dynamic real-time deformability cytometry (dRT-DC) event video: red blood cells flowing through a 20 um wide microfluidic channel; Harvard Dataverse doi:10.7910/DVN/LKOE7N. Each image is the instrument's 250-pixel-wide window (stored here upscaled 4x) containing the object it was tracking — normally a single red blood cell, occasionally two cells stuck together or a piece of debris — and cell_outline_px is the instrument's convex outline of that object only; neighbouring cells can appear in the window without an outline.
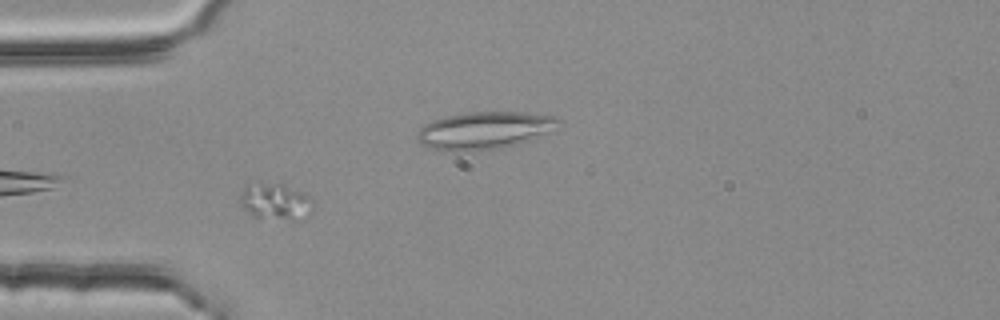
{"species": "common noctule bat (a hibernating species)", "species_latin": "Nyctalus noctula", "temperature_condition": "room temperature", "stored_images_in_passage": 4, "camera_frame_rate_fps": 3000, "um_per_image_px": 0.085, "animal": {"sex": "female", "body_mass_g": 25.1}, "frame": {"image": 1, "passage_image": 3, "time_ms": 0.667, "image_size_px": [1000, 320], "cell_outline_px": [[312, 212], [304, 220], [288, 220], [252, 216], [240, 204], [240, 196], [244, 188], [248, 184], [284, 184], [304, 192], [312, 200]], "centroid_in_image_um": [23.46, 17.16], "position_along_channel_um": 61.5, "area_um2": 15.55}}